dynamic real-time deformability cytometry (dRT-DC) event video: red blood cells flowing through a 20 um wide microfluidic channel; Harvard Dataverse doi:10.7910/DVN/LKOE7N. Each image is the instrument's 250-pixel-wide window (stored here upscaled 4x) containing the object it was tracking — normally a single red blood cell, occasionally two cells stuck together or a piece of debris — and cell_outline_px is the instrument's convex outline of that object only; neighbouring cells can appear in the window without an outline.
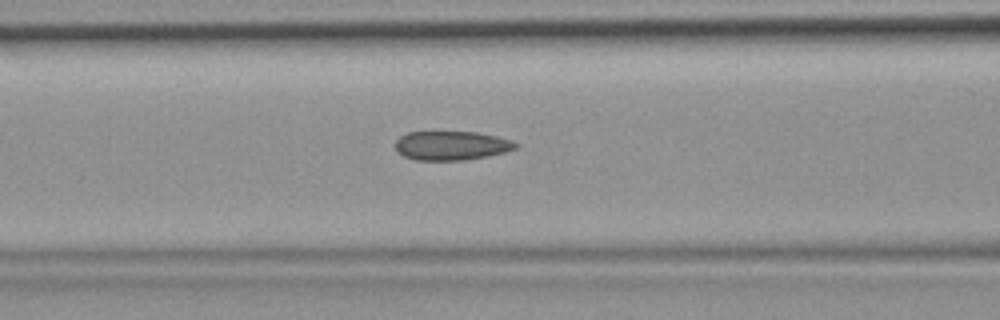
{"species": "common noctule bat (a hibernating species)", "species_latin": "Nyctalus noctula", "temperature_condition": "room temperature", "stored_images_in_passage": 44, "camera_frame_rate_fps": 3000, "um_per_image_px": 0.085, "animal": {"sex": "female", "body_mass_g": 19.9}, "frame": {"image": 1, "passage_image": 19, "time_ms": 6.0, "image_size_px": [1000, 320], "cell_outline_px": [[520, 148], [488, 156], [464, 160], [416, 160], [404, 156], [396, 152], [396, 140], [400, 136], [408, 132], [476, 132], [496, 136], [512, 140], [520, 144]], "centroid_in_image_um": [38.4, 12.37], "position_along_channel_um": 128.2, "area_um2": 20.52}}
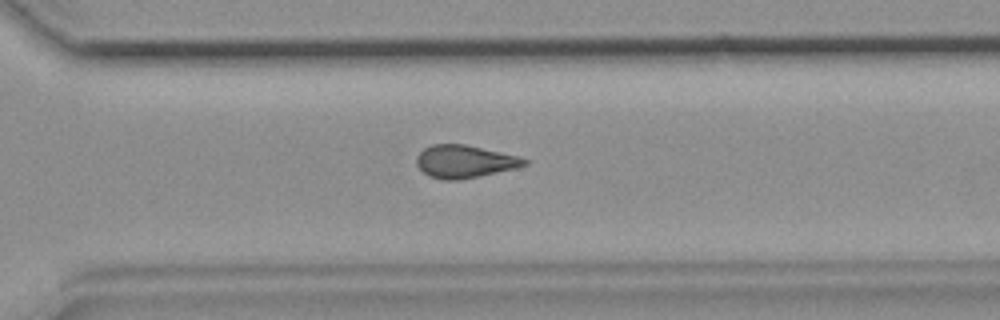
{"frame": {"image": 2, "passage_image": 33, "time_ms": 10.667, "image_size_px": [1000, 320], "cell_outline_px": [[528, 164], [516, 168], [460, 180], [444, 180], [428, 176], [416, 164], [416, 156], [424, 148], [432, 144], [464, 144], [520, 156], [528, 160]], "centroid_in_image_um": [39.49, 13.73], "position_along_channel_um": 331.1, "area_um2": 20.58}}
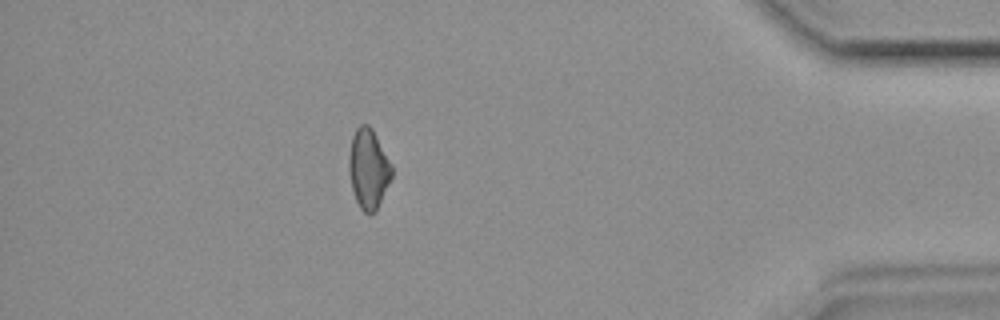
{"frame": {"image": 3, "passage_image": 41, "time_ms": 13.333, "image_size_px": [1000, 320], "cell_outline_px": [[392, 176], [376, 212], [368, 216], [360, 208], [356, 200], [352, 188], [348, 172], [348, 156], [352, 136], [356, 128], [360, 124], [368, 124], [372, 128], [392, 164]], "centroid_in_image_um": [31.31, 14.35], "position_along_channel_um": 403.9, "area_um2": 20.17}}